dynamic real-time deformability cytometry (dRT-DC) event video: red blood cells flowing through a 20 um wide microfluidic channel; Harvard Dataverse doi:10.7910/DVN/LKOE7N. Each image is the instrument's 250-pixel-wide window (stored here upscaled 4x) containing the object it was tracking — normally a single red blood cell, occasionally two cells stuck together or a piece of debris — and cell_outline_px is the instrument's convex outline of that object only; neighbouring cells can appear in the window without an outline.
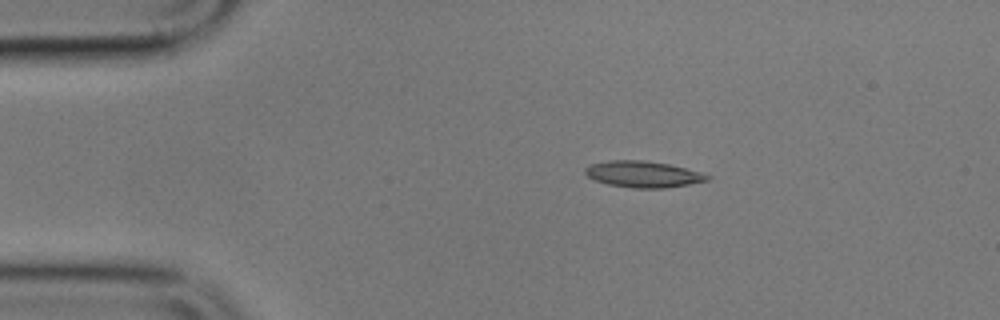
{"species": "common noctule bat (a hibernating species)", "species_latin": "Nyctalus noctula", "temperature_condition": "cold", "stored_images_in_passage": 5, "camera_frame_rate_fps": 3000, "um_per_image_px": 0.085, "animal": {"sex": "male", "body_mass_g": 17.9}, "frame": {"image": 1, "passage_image": 2, "time_ms": 1.333, "image_size_px": [1000, 320], "cell_outline_px": [[712, 176], [708, 180], [688, 184], [664, 188], [632, 188], [608, 184], [596, 180], [588, 176], [584, 172], [584, 168], [588, 164], [608, 160], [644, 160], [668, 164], [700, 172]], "centroid_in_image_um": [54.62, 14.8], "position_along_channel_um": 30.4, "area_um2": 18.67}}
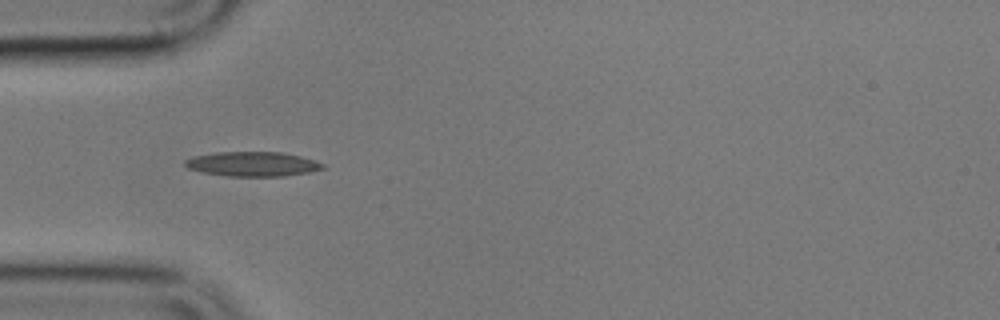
{"frame": {"image": 2, "passage_image": 4, "time_ms": 3.667, "image_size_px": [1000, 320], "cell_outline_px": [[324, 168], [308, 172], [284, 176], [228, 176], [204, 172], [188, 168], [184, 164], [184, 160], [192, 156], [216, 152], [280, 152], [300, 156], [316, 160], [324, 164]], "centroid_in_image_um": [21.46, 13.93], "position_along_channel_um": 63.5, "area_um2": 19.65}}
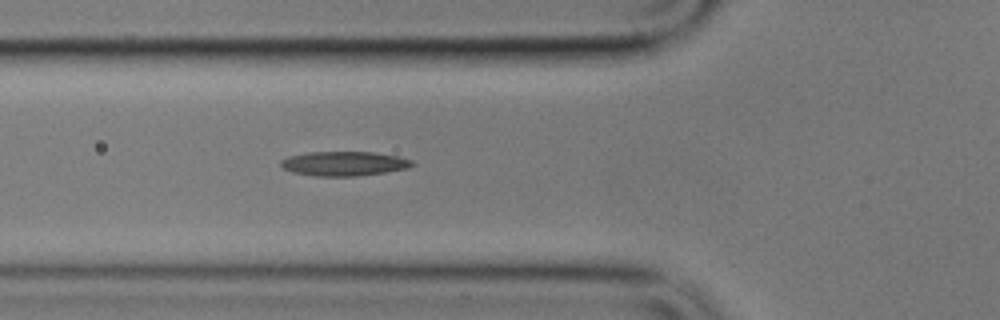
{"frame": {"image": 3, "passage_image": 5, "time_ms": 4.667, "image_size_px": [1000, 320], "cell_outline_px": [[416, 164], [408, 168], [384, 172], [356, 176], [316, 176], [292, 172], [284, 168], [280, 164], [280, 160], [288, 156], [308, 152], [372, 152], [396, 156], [412, 160]], "centroid_in_image_um": [29.23, 13.9], "position_along_channel_um": 96.6, "area_um2": 18.61}}